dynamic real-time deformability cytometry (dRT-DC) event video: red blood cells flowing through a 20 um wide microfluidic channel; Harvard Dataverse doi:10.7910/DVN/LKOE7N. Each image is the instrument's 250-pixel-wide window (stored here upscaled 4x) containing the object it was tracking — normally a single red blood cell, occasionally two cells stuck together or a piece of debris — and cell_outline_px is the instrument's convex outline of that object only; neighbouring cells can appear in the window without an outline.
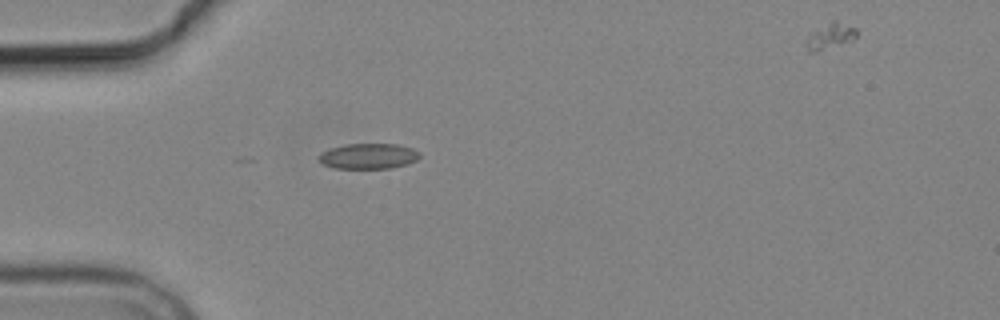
{"species": "common noctule bat (a hibernating species)", "species_latin": "Nyctalus noctula", "temperature_condition": "cold", "stored_images_in_passage": 6, "camera_frame_rate_fps": 3000, "um_per_image_px": 0.085, "animal": {"sex": "male", "body_mass_g": 19.2, "forearm_length_mm": 51.8}, "frame": {"image": 1, "passage_image": 5, "time_ms": 4.667, "image_size_px": [1000, 320], "cell_outline_px": [[420, 156], [416, 160], [408, 164], [392, 168], [332, 168], [324, 164], [316, 156], [320, 152], [344, 144], [396, 144], [412, 148], [420, 152]], "centroid_in_image_um": [31.31, 13.27], "position_along_channel_um": 53.7, "area_um2": 15.03}}